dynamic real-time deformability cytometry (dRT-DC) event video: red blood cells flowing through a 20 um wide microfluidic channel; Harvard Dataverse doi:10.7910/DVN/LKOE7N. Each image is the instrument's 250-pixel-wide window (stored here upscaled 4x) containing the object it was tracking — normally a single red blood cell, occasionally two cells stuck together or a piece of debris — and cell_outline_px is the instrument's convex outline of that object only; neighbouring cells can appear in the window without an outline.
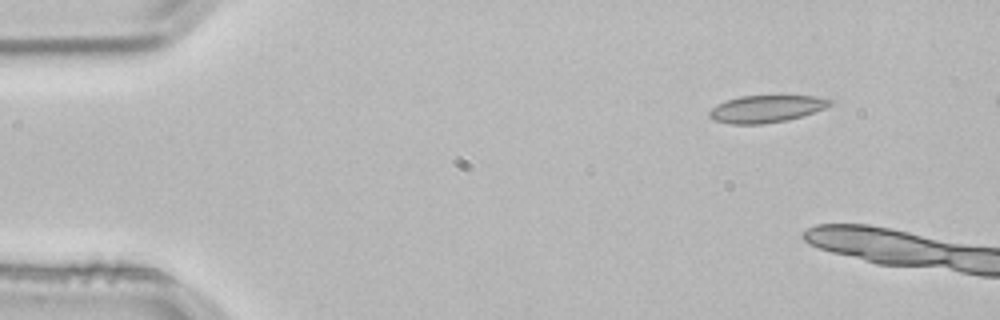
{"species": "common noctule bat (a hibernating species)", "species_latin": "Nyctalus noctula", "temperature_condition": "room temperature", "stored_images_in_passage": 2, "camera_frame_rate_fps": 3000, "um_per_image_px": 0.085, "animal": {"sex": "male", "body_mass_g": 21.5, "forearm_length_mm": 52.0}, "frame": {"image": 1, "passage_image": 2, "time_ms": 0.333, "image_size_px": [1000, 320], "cell_outline_px": [[832, 104], [824, 108], [788, 120], [760, 124], [732, 124], [712, 120], [708, 116], [708, 112], [716, 104], [740, 96], [816, 96], [832, 100]], "centroid_in_image_um": [65.08, 9.25], "position_along_channel_um": 19.9, "area_um2": 18.96}}